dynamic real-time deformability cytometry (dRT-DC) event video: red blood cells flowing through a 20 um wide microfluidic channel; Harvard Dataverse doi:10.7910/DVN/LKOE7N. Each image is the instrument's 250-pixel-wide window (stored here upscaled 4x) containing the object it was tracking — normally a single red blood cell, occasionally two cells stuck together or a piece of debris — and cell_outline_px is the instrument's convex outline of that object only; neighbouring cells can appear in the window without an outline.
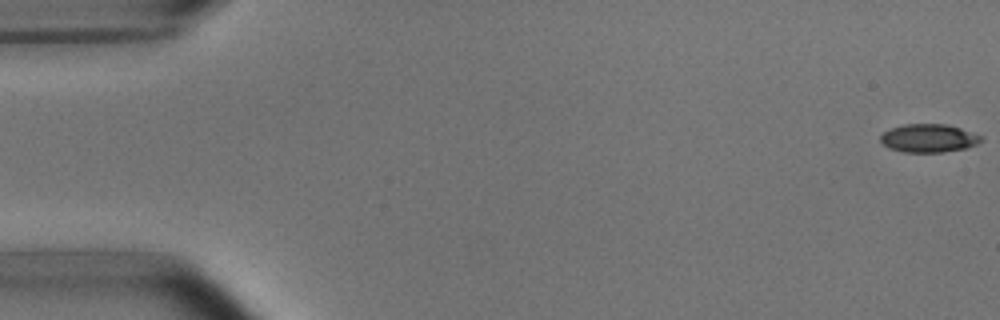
{"species": "common noctule bat (a hibernating species)", "species_latin": "Nyctalus noctula", "temperature_condition": "room temperature", "stored_images_in_passage": 6, "camera_frame_rate_fps": 3000, "um_per_image_px": 0.085, "animal": {"sex": "male", "body_mass_g": 15.6}, "frame": {"image": 1, "passage_image": 1, "time_ms": 0.0, "image_size_px": [1000, 320], "cell_outline_px": [[984, 140], [968, 148], [944, 152], [904, 152], [888, 148], [880, 140], [880, 136], [884, 132], [892, 128], [904, 124], [944, 124], [960, 128], [984, 136]], "centroid_in_image_um": [78.98, 11.75], "position_along_channel_um": 6.0, "area_um2": 16.65}}
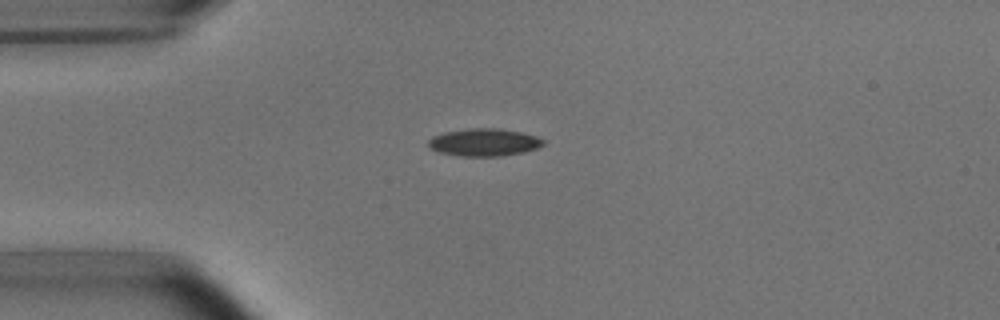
{"frame": {"image": 2, "passage_image": 4, "time_ms": 4.333, "image_size_px": [1000, 320], "cell_outline_px": [[544, 144], [536, 148], [520, 152], [500, 156], [460, 156], [440, 152], [432, 148], [428, 144], [428, 140], [432, 136], [444, 132], [468, 128], [500, 128], [520, 132], [536, 136], [544, 140]], "centroid_in_image_um": [41.13, 12.08], "position_along_channel_um": 43.9, "area_um2": 18.26}}
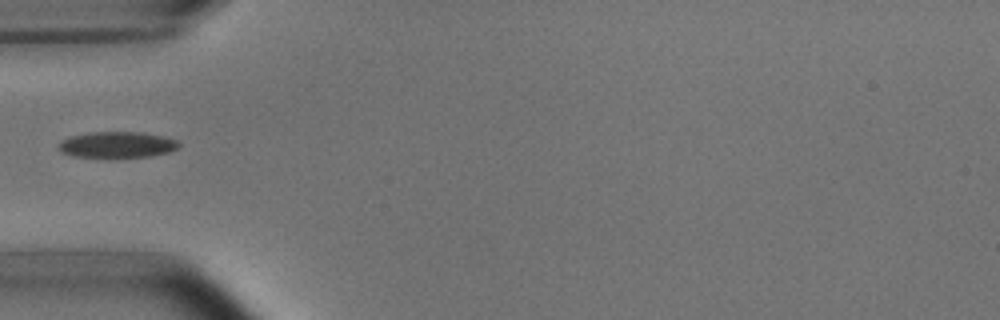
{"frame": {"image": 3, "passage_image": 5, "time_ms": 5.667, "image_size_px": [1000, 320], "cell_outline_px": [[180, 144], [176, 148], [168, 152], [148, 156], [76, 156], [60, 152], [60, 144], [64, 140], [72, 136], [92, 132], [144, 132], [164, 136], [176, 140]], "centroid_in_image_um": [10.0, 12.27], "position_along_channel_um": 75.0, "area_um2": 17.63}}